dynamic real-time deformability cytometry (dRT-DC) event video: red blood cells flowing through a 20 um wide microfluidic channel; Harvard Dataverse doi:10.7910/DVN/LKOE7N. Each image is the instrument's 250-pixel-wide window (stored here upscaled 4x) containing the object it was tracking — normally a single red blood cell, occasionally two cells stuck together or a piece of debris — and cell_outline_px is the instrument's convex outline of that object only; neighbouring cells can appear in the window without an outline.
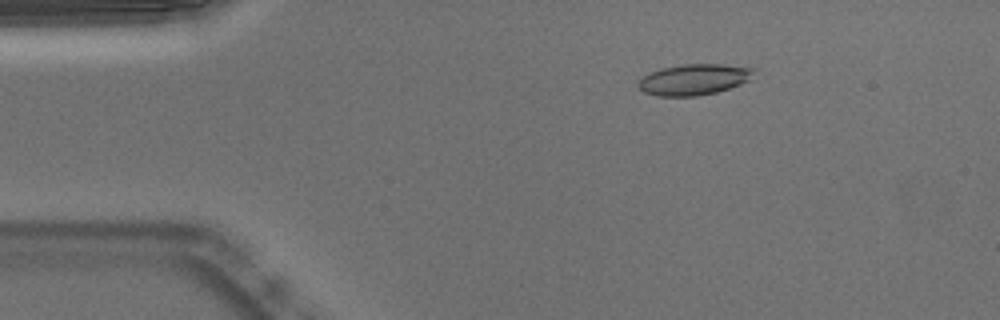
{"species": "Egyptian fruit bat (a non-hibernating species)", "species_latin": "Rousettus aegyptiacus", "temperature_condition": "warm", "stored_images_in_passage": 52, "camera_frame_rate_fps": 3000, "um_per_image_px": 0.085, "animal": {"sex": "male"}, "frame": {"image": 1, "passage_image": 8, "time_ms": 2.333, "image_size_px": [1000, 320], "cell_outline_px": [[756, 68], [752, 80], [716, 92], [696, 96], [656, 96], [644, 92], [636, 84], [648, 72], [660, 68], [684, 64], [720, 64]], "centroid_in_image_um": [58.99, 6.75], "position_along_channel_um": 26.0, "area_um2": 20.98}}
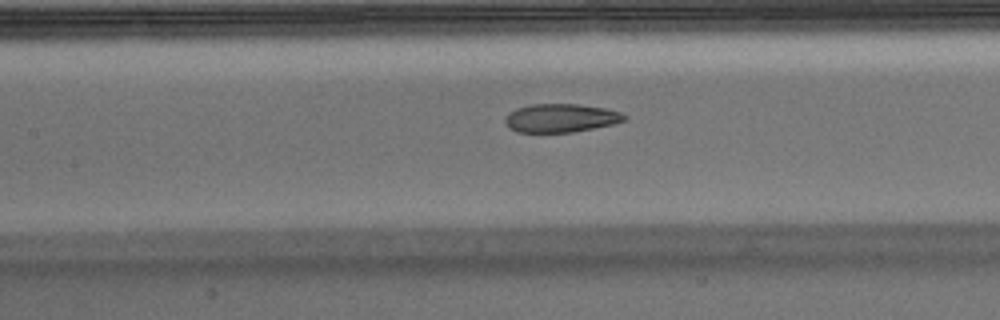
{"frame": {"image": 2, "passage_image": 23, "time_ms": 7.333, "image_size_px": [1000, 320], "cell_outline_px": [[628, 116], [624, 120], [612, 124], [572, 132], [516, 132], [508, 128], [504, 120], [508, 112], [516, 108], [532, 104], [576, 104], [608, 108], [620, 112]], "centroid_in_image_um": [47.64, 10.02], "position_along_channel_um": 159.8, "area_um2": 19.83}}
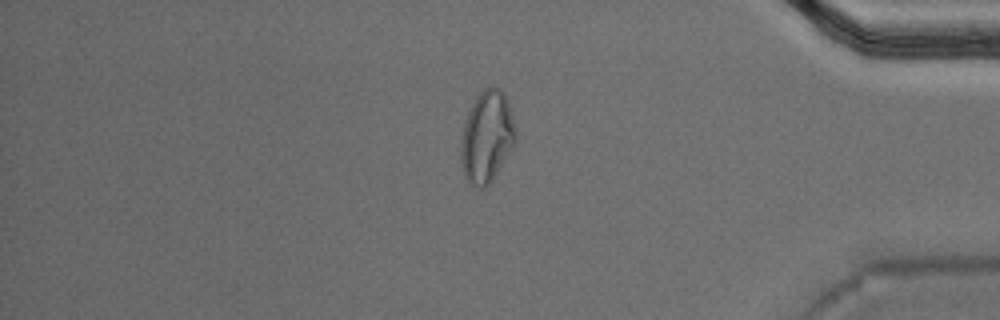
{"frame": {"image": 3, "passage_image": 44, "time_ms": 14.333, "image_size_px": [1000, 320], "cell_outline_px": [[516, 144], [492, 180], [484, 188], [472, 188], [468, 184], [464, 176], [460, 160], [460, 144], [464, 124], [468, 112], [476, 96], [484, 88], [500, 88], [504, 92], [508, 100], [516, 132]], "centroid_in_image_um": [41.37, 11.67], "position_along_channel_um": 393.8, "area_um2": 29.59}, "authors_computed_cell_mechanics": {"area_um2": 20.8658, "velocity_mm_per_s": 3.7849, "shape_relaxation_time_tau1_ms": null, "shape_relaxation_time_tau2_ms": 1.9877, "deformation_change_tau1": null, "deformation_change_tau2": 0.0931}}